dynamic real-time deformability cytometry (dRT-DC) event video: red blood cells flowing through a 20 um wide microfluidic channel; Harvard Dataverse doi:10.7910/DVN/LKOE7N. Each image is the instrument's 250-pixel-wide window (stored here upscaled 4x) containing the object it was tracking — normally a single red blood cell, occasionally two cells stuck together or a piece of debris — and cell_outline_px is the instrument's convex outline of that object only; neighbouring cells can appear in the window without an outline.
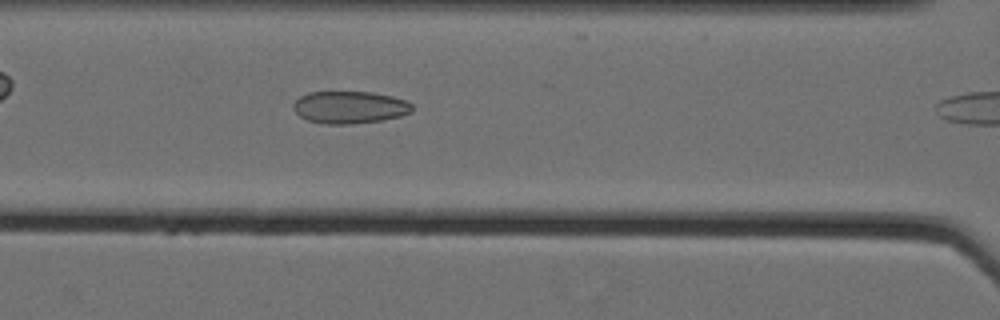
{"species": "Egyptian fruit bat (a non-hibernating species)", "species_latin": "Rousettus aegyptiacus", "temperature_condition": "cold", "stored_images_in_passage": 6, "camera_frame_rate_fps": 3000, "um_per_image_px": 0.085, "animal": {"sex": "female"}, "frame": {"image": 1, "passage_image": 5, "time_ms": 1.333, "image_size_px": [1000, 320], "cell_outline_px": [[412, 112], [400, 116], [384, 120], [352, 124], [324, 124], [308, 120], [300, 116], [292, 108], [292, 104], [300, 96], [308, 92], [372, 92], [392, 96], [408, 100], [412, 104]], "centroid_in_image_um": [29.74, 9.12], "position_along_channel_um": 136.9, "area_um2": 22.6}}